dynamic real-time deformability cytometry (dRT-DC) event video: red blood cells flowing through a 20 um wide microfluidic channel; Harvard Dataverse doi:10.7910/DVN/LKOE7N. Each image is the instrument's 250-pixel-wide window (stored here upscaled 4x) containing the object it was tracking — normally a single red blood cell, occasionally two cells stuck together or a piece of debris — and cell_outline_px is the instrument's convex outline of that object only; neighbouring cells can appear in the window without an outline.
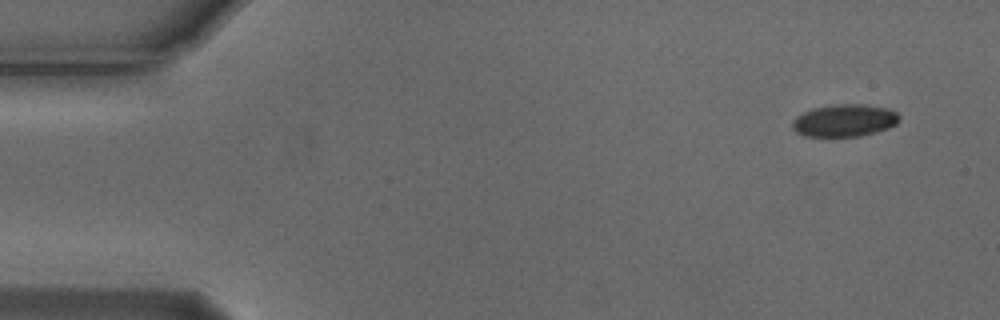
{"species": "Egyptian fruit bat (a non-hibernating species)", "species_latin": "Rousettus aegyptiacus", "temperature_condition": "cold", "stored_images_in_passage": 5, "camera_frame_rate_fps": 3000, "um_per_image_px": 0.085, "animal": {"sex": "male"}, "frame": {"image": 1, "passage_image": 1, "time_ms": 0.0, "image_size_px": [1000, 320], "cell_outline_px": [[900, 120], [896, 124], [888, 128], [876, 132], [860, 136], [804, 136], [796, 132], [792, 128], [792, 120], [796, 116], [812, 108], [832, 104], [864, 104], [888, 108], [896, 112], [900, 116]], "centroid_in_image_um": [71.78, 10.23], "position_along_channel_um": 13.2, "area_um2": 20.35}}
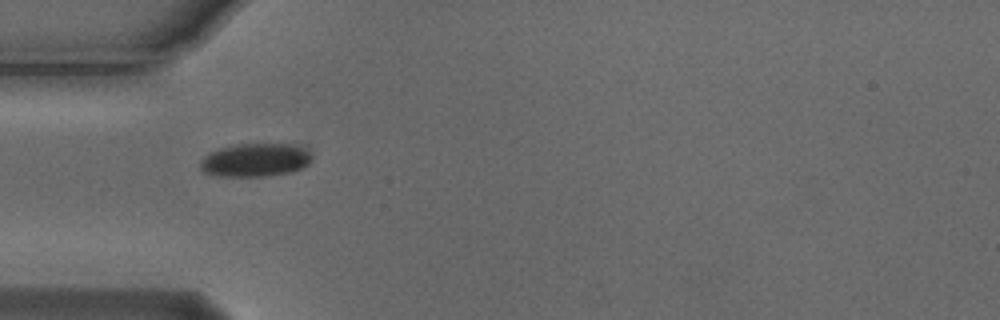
{"frame": {"image": 2, "passage_image": 4, "time_ms": 1.0, "image_size_px": [1000, 320], "cell_outline_px": [[312, 160], [308, 164], [300, 168], [288, 172], [268, 176], [220, 176], [204, 172], [200, 168], [200, 160], [208, 152], [220, 148], [236, 144], [296, 144], [304, 148], [312, 156]], "centroid_in_image_um": [21.68, 13.59], "position_along_channel_um": 63.3, "area_um2": 21.68}}
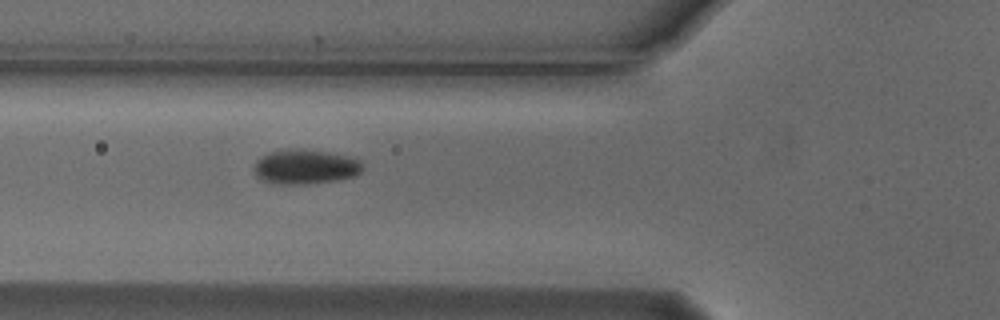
{"frame": {"image": 3, "passage_image": 5, "time_ms": 1.333, "image_size_px": [1000, 320], "cell_outline_px": [[364, 168], [356, 176], [340, 180], [308, 184], [272, 184], [260, 180], [256, 176], [252, 168], [256, 160], [260, 156], [268, 152], [296, 148], [300, 148], [328, 152], [352, 156], [360, 160], [364, 164]], "centroid_in_image_um": [25.95, 14.18], "position_along_channel_um": 99.8, "area_um2": 22.66}}